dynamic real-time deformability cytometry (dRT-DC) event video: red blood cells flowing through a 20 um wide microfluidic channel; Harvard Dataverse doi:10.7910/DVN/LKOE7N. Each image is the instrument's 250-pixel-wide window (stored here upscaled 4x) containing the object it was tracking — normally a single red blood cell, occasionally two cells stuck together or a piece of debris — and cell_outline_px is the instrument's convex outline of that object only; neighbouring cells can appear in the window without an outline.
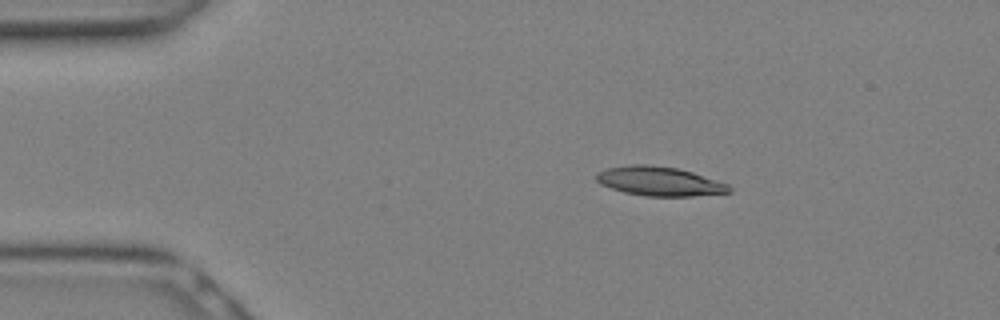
{"species": "Egyptian fruit bat (a non-hibernating species)", "species_latin": "Rousettus aegyptiacus", "temperature_condition": "warm", "stored_images_in_passage": 13, "camera_frame_rate_fps": 3000, "um_per_image_px": 0.085, "animal": {"sex": "female"}, "frame": {"image": 1, "passage_image": 1, "time_ms": 0.0, "image_size_px": [1000, 320], "cell_outline_px": [[732, 192], [692, 196], [644, 196], [624, 192], [600, 184], [596, 180], [596, 172], [608, 168], [632, 164], [644, 164], [676, 168], [692, 172], [728, 184], [732, 188]], "centroid_in_image_um": [56.04, 15.41], "position_along_channel_um": 29.0, "area_um2": 22.48}}
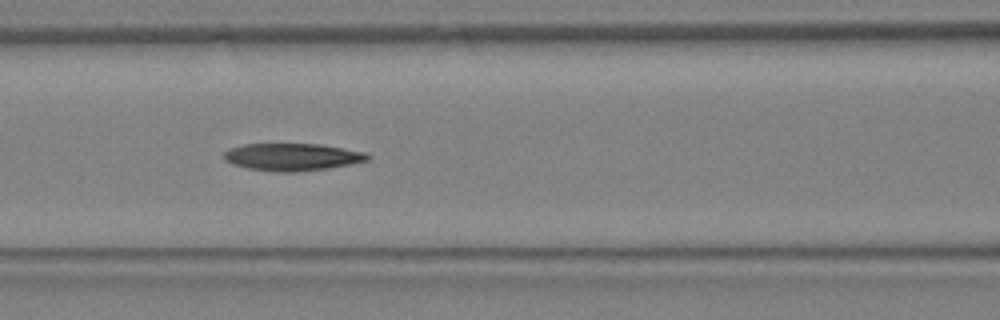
{"frame": {"image": 2, "passage_image": 8, "time_ms": 2.333, "image_size_px": [1000, 320], "cell_outline_px": [[372, 156], [368, 160], [352, 164], [328, 168], [300, 172], [272, 172], [248, 168], [232, 164], [224, 160], [224, 152], [232, 148], [244, 144], [320, 144], [368, 152]], "centroid_in_image_um": [24.89, 13.35], "position_along_channel_um": 141.7, "area_um2": 23.12}}
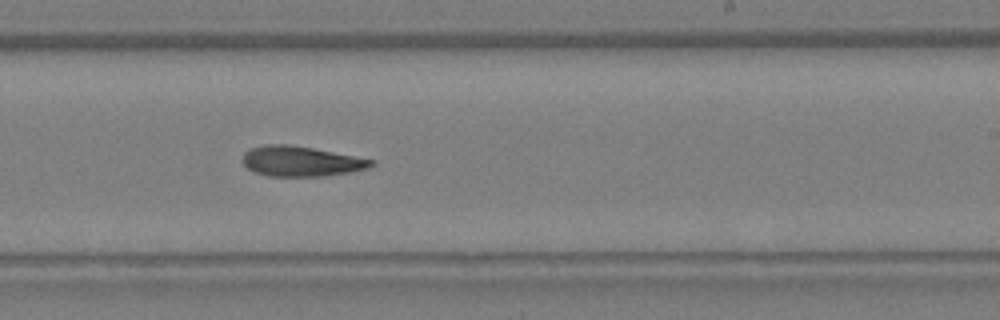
{"frame": {"image": 3, "passage_image": 13, "time_ms": 4.0, "image_size_px": [1000, 320], "cell_outline_px": [[376, 164], [368, 168], [348, 172], [324, 176], [268, 176], [256, 172], [248, 168], [244, 164], [244, 152], [252, 148], [268, 144], [284, 144], [312, 148], [376, 160]], "centroid_in_image_um": [25.62, 13.71], "position_along_channel_um": 263.4, "area_um2": 22.31}}